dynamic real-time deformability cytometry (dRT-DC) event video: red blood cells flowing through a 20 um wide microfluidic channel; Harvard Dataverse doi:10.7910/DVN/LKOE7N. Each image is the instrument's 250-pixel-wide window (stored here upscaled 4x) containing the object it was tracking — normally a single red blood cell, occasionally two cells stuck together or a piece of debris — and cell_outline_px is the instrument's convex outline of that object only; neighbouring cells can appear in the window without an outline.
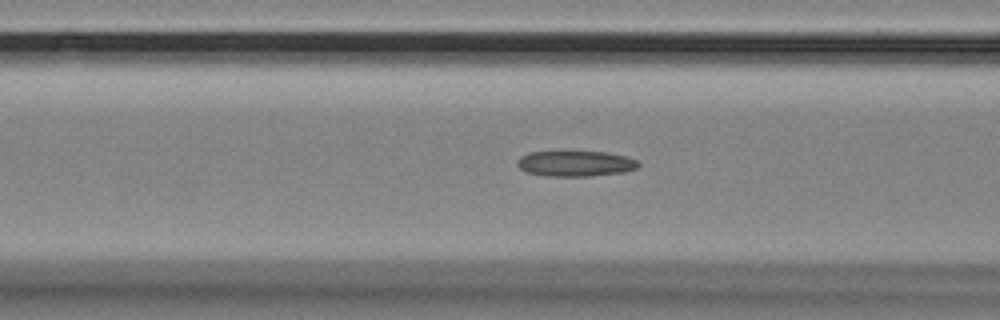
{"species": "Egyptian fruit bat (a non-hibernating species)", "species_latin": "Rousettus aegyptiacus", "temperature_condition": "room temperature", "stored_images_in_passage": 44, "camera_frame_rate_fps": 3000, "um_per_image_px": 0.085, "animal": {"sex": "female"}, "frame": {"image": 1, "passage_image": 19, "time_ms": 6.0, "image_size_px": [1000, 320], "cell_outline_px": [[640, 164], [636, 168], [624, 172], [592, 176], [548, 176], [524, 172], [516, 164], [516, 160], [520, 156], [528, 152], [608, 152], [624, 156], [636, 160]], "centroid_in_image_um": [48.87, 13.91], "position_along_channel_um": 117.7, "area_um2": 18.09}}
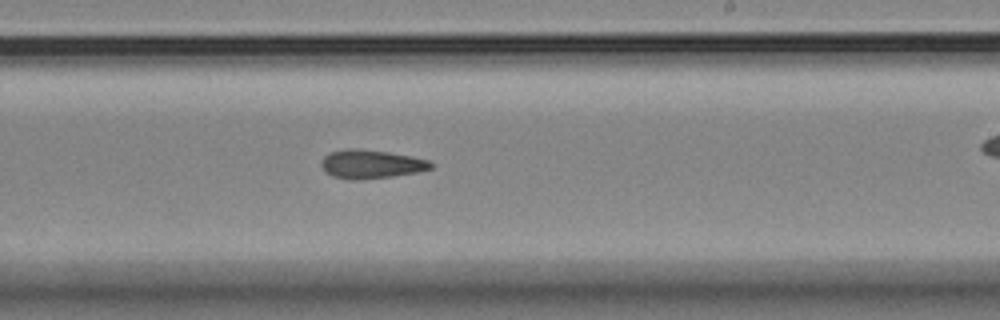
{"frame": {"image": 2, "passage_image": 31, "time_ms": 10.0, "image_size_px": [1000, 320], "cell_outline_px": [[432, 168], [416, 172], [392, 176], [360, 180], [352, 180], [332, 176], [324, 172], [320, 164], [320, 160], [328, 152], [352, 148], [356, 148], [388, 152], [412, 156], [428, 160], [432, 164]], "centroid_in_image_um": [31.48, 13.95], "position_along_channel_um": 257.5, "area_um2": 18.38}}
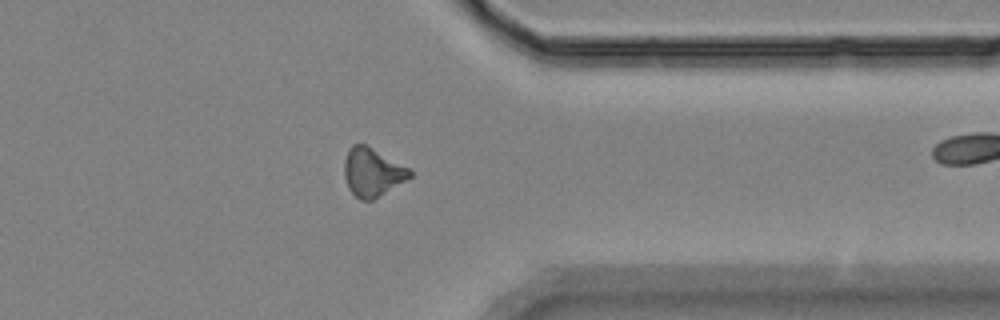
{"frame": {"image": 3, "passage_image": 42, "time_ms": 13.667, "image_size_px": [1000, 320], "cell_outline_px": [[412, 176], [372, 200], [360, 200], [348, 188], [344, 176], [344, 160], [348, 148], [352, 144], [364, 144], [372, 148], [408, 168], [412, 172]], "centroid_in_image_um": [31.6, 14.63], "position_along_channel_um": 379.8, "area_um2": 18.15}}